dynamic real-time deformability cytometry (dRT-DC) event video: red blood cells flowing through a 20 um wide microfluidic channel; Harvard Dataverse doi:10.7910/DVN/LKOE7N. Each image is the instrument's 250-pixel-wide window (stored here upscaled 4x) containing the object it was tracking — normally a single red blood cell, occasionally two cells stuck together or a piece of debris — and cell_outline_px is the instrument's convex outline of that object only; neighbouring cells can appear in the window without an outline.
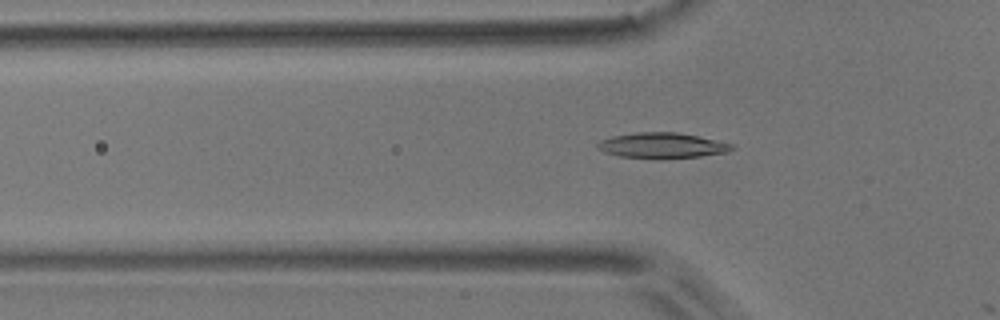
{"species": "common noctule bat (a hibernating species)", "species_latin": "Nyctalus noctula", "temperature_condition": "room temperature", "stored_images_in_passage": 50, "camera_frame_rate_fps": 3000, "um_per_image_px": 0.085, "animal": {"sex": "male", "body_mass_g": 17.9}, "frame": {"image": 1, "passage_image": 17, "time_ms": 5.333, "image_size_px": [1000, 320], "cell_outline_px": [[736, 148], [728, 152], [700, 156], [660, 160], [620, 156], [604, 152], [596, 148], [596, 144], [600, 140], [612, 136], [636, 132], [676, 132], [696, 136], [732, 144]], "centroid_in_image_um": [56.24, 12.38], "position_along_channel_um": 69.6, "area_um2": 20.17}}
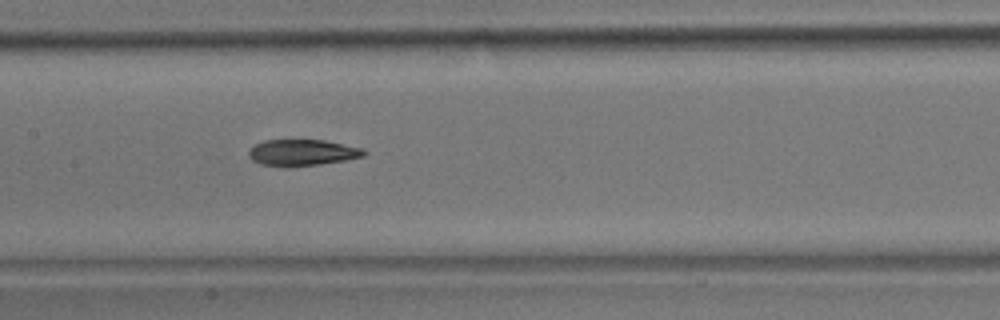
{"frame": {"image": 2, "passage_image": 26, "time_ms": 8.333, "image_size_px": [1000, 320], "cell_outline_px": [[368, 152], [364, 156], [344, 160], [320, 164], [288, 168], [284, 168], [260, 164], [252, 160], [248, 156], [248, 152], [256, 144], [264, 140], [324, 140], [364, 148]], "centroid_in_image_um": [25.69, 12.99], "position_along_channel_um": 181.7, "area_um2": 17.92}}
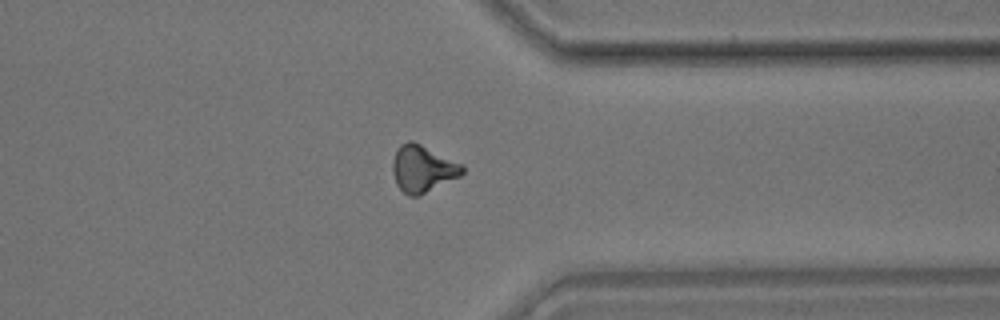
{"frame": {"image": 3, "passage_image": 42, "time_ms": 13.667, "image_size_px": [1000, 320], "cell_outline_px": [[464, 172], [460, 176], [420, 196], [408, 196], [396, 184], [392, 172], [392, 160], [396, 148], [400, 144], [408, 140], [412, 140], [464, 164]], "centroid_in_image_um": [35.92, 14.33], "position_along_channel_um": 375.5, "area_um2": 19.36}, "authors_computed_cell_mechanics": {"area_um2": 18.4093, "velocity_mm_per_s": 3.7075, "shape_relaxation_time_tau1_ms": 6.0157, "shape_relaxation_time_tau2_ms": 2.55, "deformation_change_tau1": 0.1513, "deformation_change_tau2": 0.0921}}